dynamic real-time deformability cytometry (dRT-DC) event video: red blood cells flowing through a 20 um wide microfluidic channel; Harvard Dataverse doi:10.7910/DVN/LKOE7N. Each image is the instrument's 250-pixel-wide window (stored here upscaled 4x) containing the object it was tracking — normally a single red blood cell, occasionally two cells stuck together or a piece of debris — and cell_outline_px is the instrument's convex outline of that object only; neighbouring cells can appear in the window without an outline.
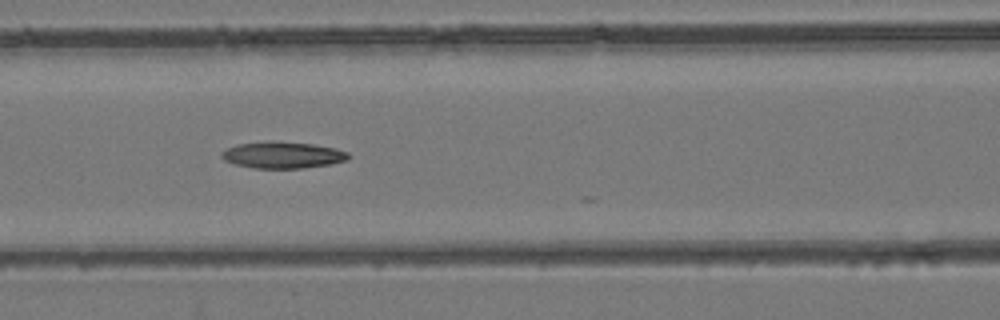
{"species": "common noctule bat (a hibernating species)", "species_latin": "Nyctalus noctula", "temperature_condition": "room temperature", "stored_images_in_passage": 26, "camera_frame_rate_fps": 3000, "um_per_image_px": 0.085, "animal": {"sex": "female", "body_mass_g": 24.6, "forearm_length_mm": 56.2}, "frame": {"image": 1, "passage_image": 22, "time_ms": 7.0, "image_size_px": [1000, 320], "cell_outline_px": [[352, 156], [348, 160], [332, 164], [304, 168], [252, 168], [236, 164], [224, 160], [220, 156], [220, 152], [236, 144], [268, 140], [312, 144], [332, 148], [348, 152]], "centroid_in_image_um": [24.02, 13.17], "position_along_channel_um": 142.6, "area_um2": 19.83}}
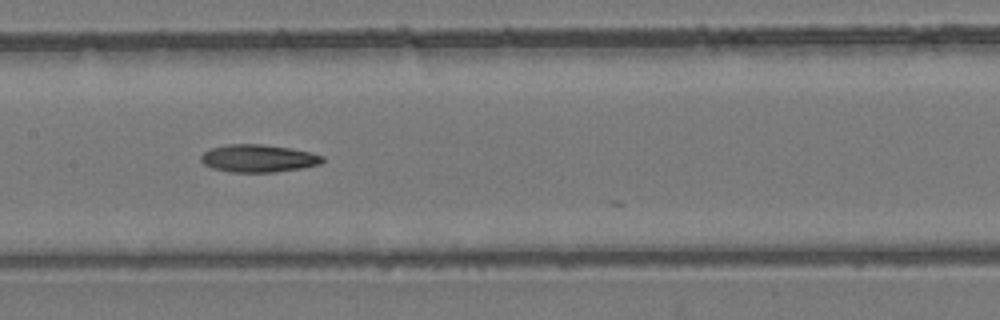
{"frame": {"image": 2, "passage_image": 25, "time_ms": 8.0, "image_size_px": [1000, 320], "cell_outline_px": [[324, 160], [320, 164], [304, 168], [272, 172], [228, 172], [212, 168], [204, 164], [200, 160], [200, 156], [208, 148], [228, 144], [260, 144], [288, 148], [308, 152], [324, 156]], "centroid_in_image_um": [21.92, 13.46], "position_along_channel_um": 185.5, "area_um2": 19.59}}